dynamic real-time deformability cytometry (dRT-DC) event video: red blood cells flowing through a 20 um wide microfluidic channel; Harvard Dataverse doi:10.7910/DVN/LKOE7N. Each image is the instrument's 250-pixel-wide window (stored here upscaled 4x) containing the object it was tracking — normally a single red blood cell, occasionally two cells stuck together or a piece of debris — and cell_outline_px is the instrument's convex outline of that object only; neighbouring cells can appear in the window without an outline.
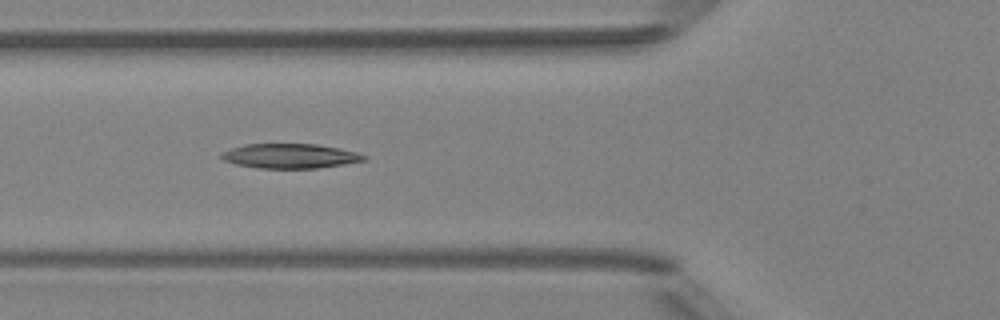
{"species": "Egyptian fruit bat (a non-hibernating species)", "species_latin": "Rousettus aegyptiacus", "temperature_condition": "room temperature", "stored_images_in_passage": 3, "camera_frame_rate_fps": 3000, "um_per_image_px": 0.085, "animal": {"sex": "female"}, "frame": {"image": 1, "passage_image": 3, "time_ms": 2.333, "image_size_px": [1000, 320], "cell_outline_px": [[368, 160], [344, 164], [316, 168], [260, 168], [236, 164], [224, 160], [220, 156], [220, 152], [244, 144], [316, 144], [340, 148], [356, 152], [368, 156]], "centroid_in_image_um": [24.68, 13.25], "position_along_channel_um": 101.1, "area_um2": 20.46}}